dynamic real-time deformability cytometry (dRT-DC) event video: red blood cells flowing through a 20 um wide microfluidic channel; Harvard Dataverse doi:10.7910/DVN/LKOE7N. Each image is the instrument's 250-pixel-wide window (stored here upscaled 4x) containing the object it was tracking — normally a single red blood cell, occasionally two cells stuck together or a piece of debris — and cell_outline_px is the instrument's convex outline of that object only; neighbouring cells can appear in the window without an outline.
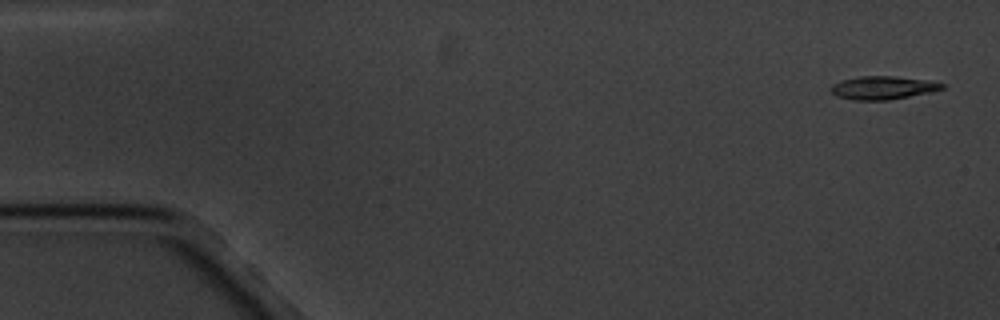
{"species": "common noctule bat (a hibernating species)", "species_latin": "Nyctalus noctula", "temperature_condition": "cold", "stored_images_in_passage": 5, "camera_frame_rate_fps": 3000, "um_per_image_px": 0.085, "animal": {"sex": "male", "body_mass_g": 20.1, "forearm_length_mm": 53.5}, "frame": {"image": 1, "passage_image": 1, "time_ms": 0.0, "image_size_px": [1000, 320], "cell_outline_px": [[948, 84], [944, 88], [928, 92], [888, 100], [852, 100], [836, 96], [832, 92], [832, 84], [840, 80], [860, 76], [896, 76], [932, 80]], "centroid_in_image_um": [75.07, 7.44], "position_along_channel_um": 9.9, "area_um2": 15.14}}
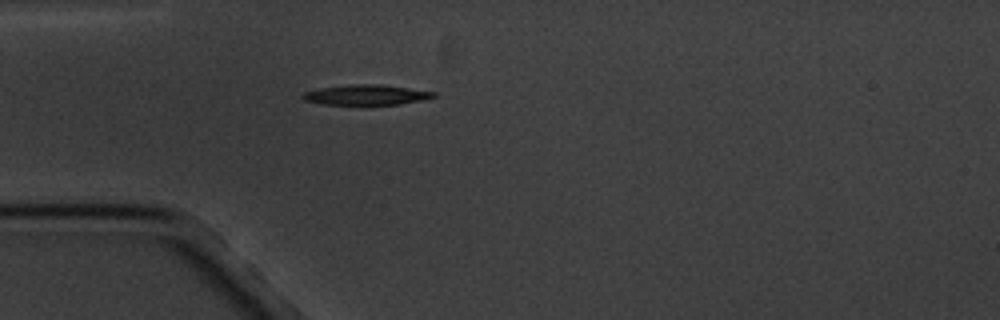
{"frame": {"image": 2, "passage_image": 5, "time_ms": 4.667, "image_size_px": [1000, 320], "cell_outline_px": [[436, 96], [424, 100], [400, 104], [324, 104], [304, 100], [300, 96], [304, 92], [320, 88], [356, 84], [380, 84], [436, 92]], "centroid_in_image_um": [31.15, 8.06], "position_along_channel_um": 53.9, "area_um2": 15.2}}